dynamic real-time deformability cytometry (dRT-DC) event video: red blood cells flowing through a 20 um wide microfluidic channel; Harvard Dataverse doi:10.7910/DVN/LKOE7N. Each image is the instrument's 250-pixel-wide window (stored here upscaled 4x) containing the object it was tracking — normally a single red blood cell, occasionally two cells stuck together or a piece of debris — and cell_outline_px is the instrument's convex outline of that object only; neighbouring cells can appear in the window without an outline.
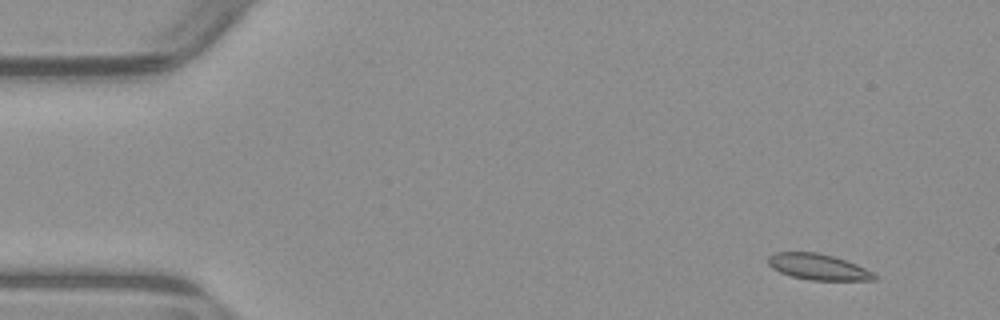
{"species": "common noctule bat (a hibernating species)", "species_latin": "Nyctalus noctula", "temperature_condition": "warm", "stored_images_in_passage": 51, "segment_of_instrument_passage": [1, 2], "camera_frame_rate_fps": 3000, "um_per_image_px": 0.085, "animal": {"sex": "male", "body_mass_g": 23.1, "forearm_length_mm": 52.7}, "frame": {"image": 1, "passage_image": 1, "time_ms": 0.0, "image_size_px": [1000, 320], "cell_outline_px": [[876, 280], [808, 280], [792, 276], [780, 272], [772, 268], [768, 264], [768, 256], [776, 252], [816, 252], [832, 256], [856, 264], [872, 272], [876, 276]], "centroid_in_image_um": [69.51, 22.68], "position_along_channel_um": 15.5, "area_um2": 15.9}}
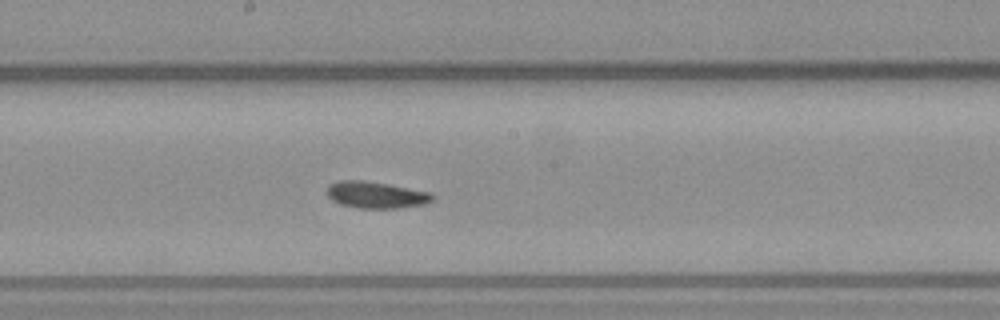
{"frame": {"image": 2, "passage_image": 25, "time_ms": 8.0, "image_size_px": [1000, 320], "cell_outline_px": [[436, 196], [432, 200], [424, 204], [400, 208], [356, 208], [340, 204], [332, 200], [328, 196], [328, 184], [340, 180], [364, 180], [388, 184], [432, 192]], "centroid_in_image_um": [31.98, 16.56], "position_along_channel_um": 216.2, "area_um2": 16.53}}
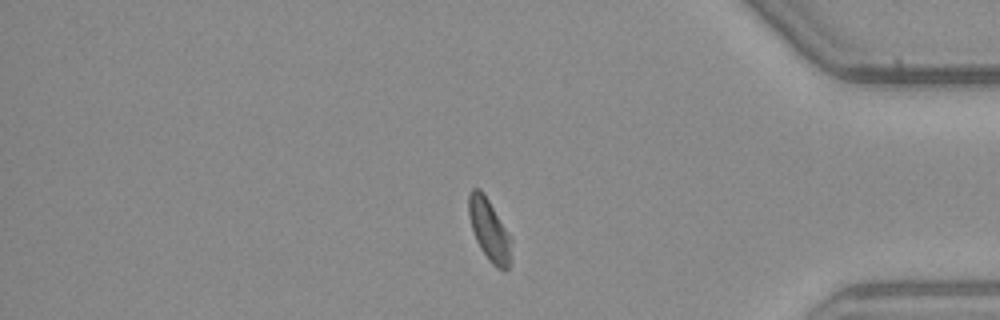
{"frame": {"image": 3, "passage_image": 41, "time_ms": 13.333, "image_size_px": [1000, 320], "cell_outline_px": [[512, 240], [508, 268], [504, 272], [496, 268], [488, 260], [480, 248], [476, 240], [468, 216], [468, 192], [472, 188], [480, 188], [484, 192], [512, 236]], "centroid_in_image_um": [41.59, 19.52], "position_along_channel_um": 393.6, "area_um2": 15.78}}